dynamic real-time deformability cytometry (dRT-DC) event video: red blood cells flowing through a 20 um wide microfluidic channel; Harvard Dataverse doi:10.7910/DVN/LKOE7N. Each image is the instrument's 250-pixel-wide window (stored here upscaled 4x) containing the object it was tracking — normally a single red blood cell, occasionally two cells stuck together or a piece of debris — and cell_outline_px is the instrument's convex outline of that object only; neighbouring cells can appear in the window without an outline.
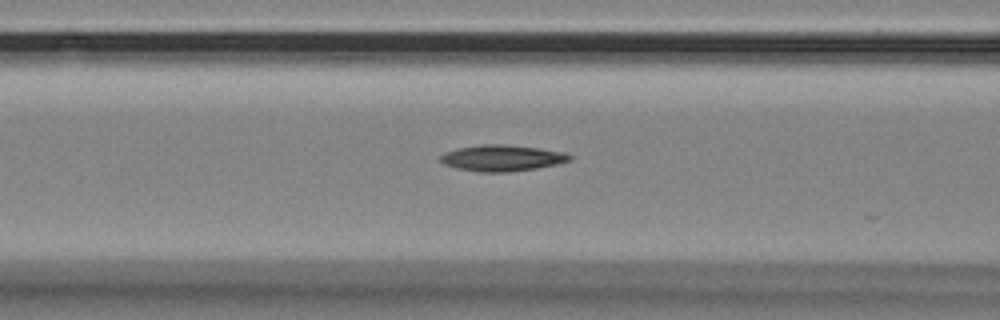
{"species": "Egyptian fruit bat (a non-hibernating species)", "species_latin": "Rousettus aegyptiacus", "temperature_condition": "room temperature", "stored_images_in_passage": 15, "camera_frame_rate_fps": 3000, "um_per_image_px": 0.085, "animal": {"sex": "female"}, "frame": {"image": 1, "passage_image": 7, "time_ms": 2.0, "image_size_px": [1000, 320], "cell_outline_px": [[572, 160], [556, 164], [536, 168], [508, 172], [480, 172], [456, 168], [444, 164], [440, 160], [440, 156], [448, 152], [460, 148], [480, 144], [504, 144], [540, 148], [564, 152], [572, 156]], "centroid_in_image_um": [42.7, 13.43], "position_along_channel_um": 123.9, "area_um2": 19.59}}
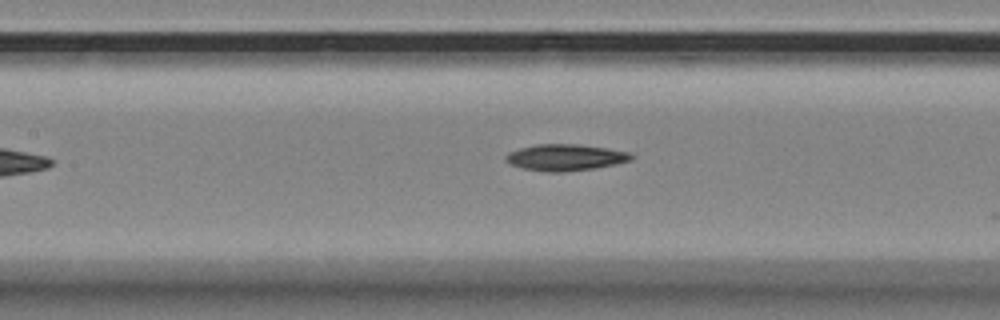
{"frame": {"image": 2, "passage_image": 10, "time_ms": 3.0, "image_size_px": [1000, 320], "cell_outline_px": [[636, 156], [632, 160], [616, 164], [596, 168], [564, 172], [544, 172], [524, 168], [512, 164], [504, 160], [504, 156], [508, 152], [520, 148], [536, 144], [576, 144], [604, 148], [628, 152]], "centroid_in_image_um": [48.05, 13.39], "position_along_channel_um": 159.3, "area_um2": 19.36}}
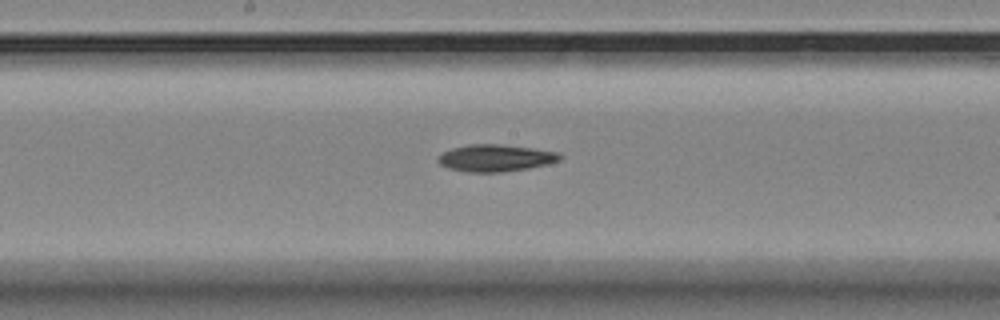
{"frame": {"image": 3, "passage_image": 14, "time_ms": 4.333, "image_size_px": [1000, 320], "cell_outline_px": [[560, 160], [548, 164], [528, 168], [500, 172], [468, 172], [448, 168], [440, 164], [436, 160], [444, 152], [452, 148], [468, 144], [500, 144], [560, 152]], "centroid_in_image_um": [42.11, 13.43], "position_along_channel_um": 206.1, "area_um2": 19.02}}